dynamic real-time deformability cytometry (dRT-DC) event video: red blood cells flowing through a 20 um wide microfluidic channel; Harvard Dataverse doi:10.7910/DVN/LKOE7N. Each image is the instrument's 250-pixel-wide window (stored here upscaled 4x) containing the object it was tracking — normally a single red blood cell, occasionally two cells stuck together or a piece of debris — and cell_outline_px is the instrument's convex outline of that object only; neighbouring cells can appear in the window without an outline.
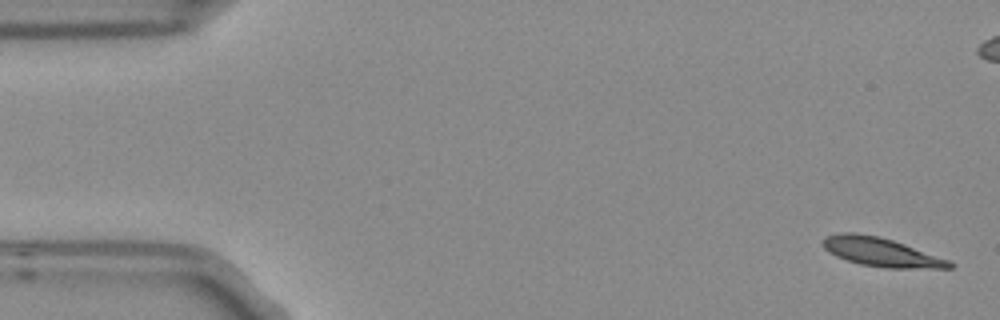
{"species": "Egyptian fruit bat (a non-hibernating species)", "species_latin": "Rousettus aegyptiacus", "temperature_condition": "room temperature", "stored_images_in_passage": 6, "segment_of_instrument_passage": [2, 2], "camera_frame_rate_fps": 3000, "um_per_image_px": 0.085, "frame": {"image": 1, "passage_image": 6, "time_ms": 1.667, "image_size_px": [1000, 320], "cell_outline_px": [[956, 264], [952, 268], [884, 268], [860, 264], [836, 256], [828, 252], [824, 248], [824, 236], [840, 232], [856, 232], [880, 236], [904, 244], [948, 260]], "centroid_in_image_um": [74.87, 21.42], "position_along_channel_um": 10.1, "area_um2": 21.15}}